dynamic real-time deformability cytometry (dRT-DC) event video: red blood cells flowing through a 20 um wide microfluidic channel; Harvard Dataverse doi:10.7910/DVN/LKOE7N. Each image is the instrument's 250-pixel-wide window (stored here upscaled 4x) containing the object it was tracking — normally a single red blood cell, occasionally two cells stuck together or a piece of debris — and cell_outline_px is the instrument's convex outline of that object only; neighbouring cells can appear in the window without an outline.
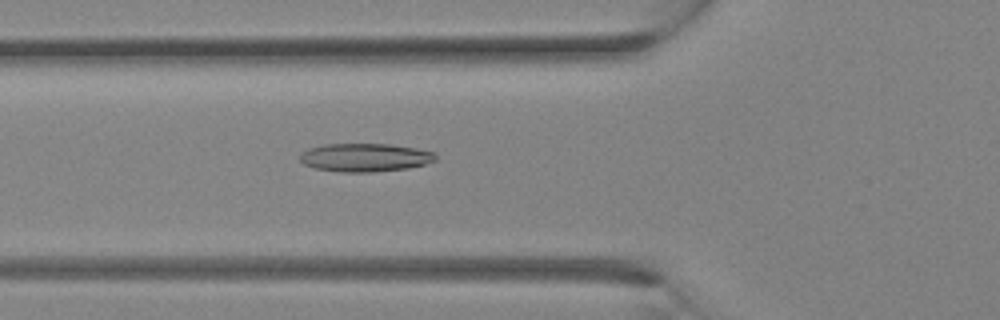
{"species": "Egyptian fruit bat (a non-hibernating species)", "species_latin": "Rousettus aegyptiacus", "temperature_condition": "room temperature", "stored_images_in_passage": 16, "camera_frame_rate_fps": 3000, "um_per_image_px": 0.085, "animal": {"sex": "female"}, "frame": {"image": 1, "passage_image": 8, "time_ms": 2.333, "image_size_px": [1000, 320], "cell_outline_px": [[436, 160], [424, 164], [408, 168], [372, 172], [340, 172], [316, 168], [304, 164], [300, 160], [300, 156], [308, 148], [324, 144], [388, 144], [416, 148], [436, 152]], "centroid_in_image_um": [31.04, 13.38], "position_along_channel_um": 94.8, "area_um2": 22.31}}
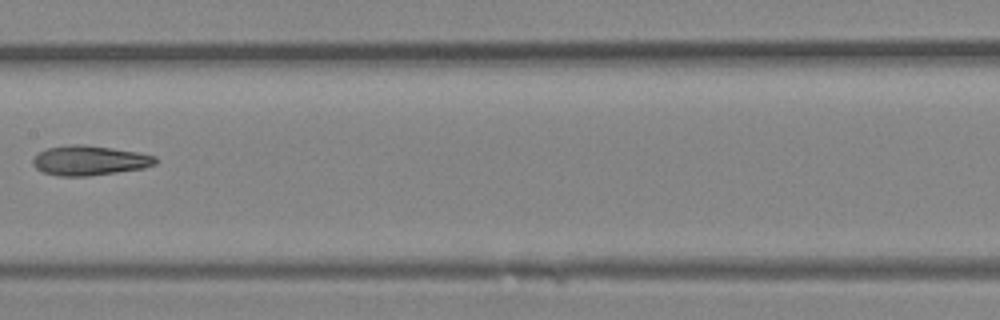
{"frame": {"image": 2, "passage_image": 13, "time_ms": 4.0, "image_size_px": [1000, 320], "cell_outline_px": [[156, 164], [144, 168], [88, 176], [60, 176], [44, 172], [36, 168], [32, 164], [32, 160], [40, 152], [48, 148], [72, 144], [84, 144], [112, 148], [136, 152], [156, 156]], "centroid_in_image_um": [7.61, 13.64], "position_along_channel_um": 199.8, "area_um2": 21.04}}
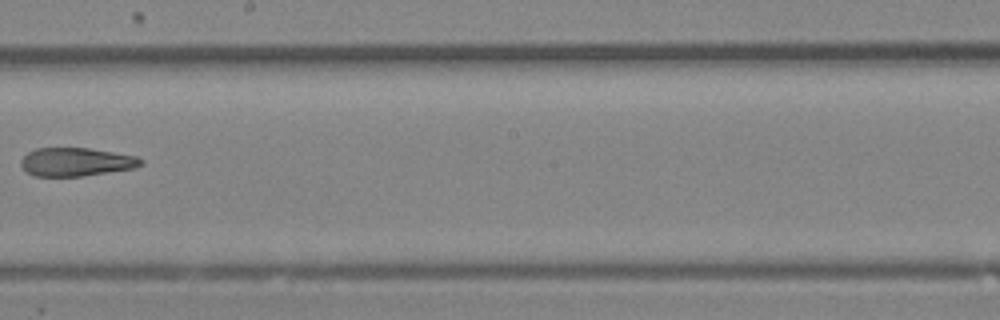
{"frame": {"image": 3, "passage_image": 15, "time_ms": 4.667, "image_size_px": [1000, 320], "cell_outline_px": [[144, 164], [136, 168], [84, 176], [36, 176], [28, 172], [20, 164], [20, 160], [28, 152], [36, 148], [88, 148], [136, 156], [144, 160]], "centroid_in_image_um": [6.5, 13.76], "position_along_channel_um": 241.7, "area_um2": 19.88}}